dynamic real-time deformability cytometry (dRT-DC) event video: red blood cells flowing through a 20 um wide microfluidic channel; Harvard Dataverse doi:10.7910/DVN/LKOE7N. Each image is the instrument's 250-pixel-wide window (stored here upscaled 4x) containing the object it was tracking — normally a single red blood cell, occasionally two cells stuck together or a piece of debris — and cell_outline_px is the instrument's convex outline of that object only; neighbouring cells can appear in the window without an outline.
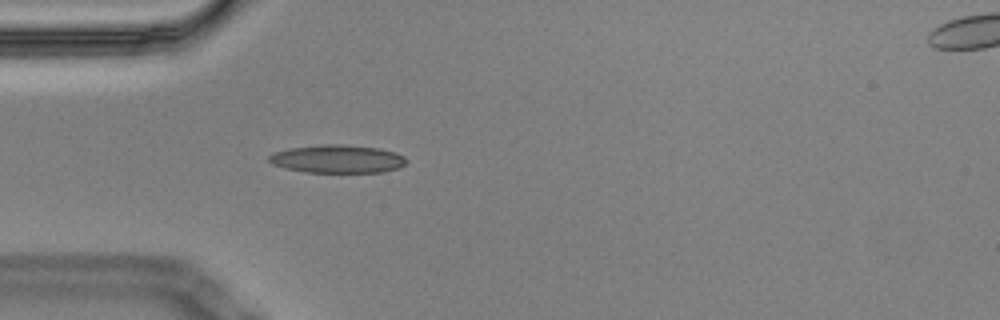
{"species": "Egyptian fruit bat (a non-hibernating species)", "species_latin": "Rousettus aegyptiacus", "temperature_condition": "cold", "stored_images_in_passage": 3, "camera_frame_rate_fps": 3000, "um_per_image_px": 0.085, "animal": {"sex": "male"}, "frame": {"image": 1, "passage_image": 3, "time_ms": 0.667, "image_size_px": [1000, 320], "cell_outline_px": [[408, 160], [400, 168], [384, 172], [304, 172], [284, 168], [272, 164], [268, 160], [268, 156], [272, 152], [288, 148], [324, 144], [344, 144], [380, 148], [396, 152], [404, 156]], "centroid_in_image_um": [28.68, 13.5], "position_along_channel_um": 56.3, "area_um2": 22.83}}